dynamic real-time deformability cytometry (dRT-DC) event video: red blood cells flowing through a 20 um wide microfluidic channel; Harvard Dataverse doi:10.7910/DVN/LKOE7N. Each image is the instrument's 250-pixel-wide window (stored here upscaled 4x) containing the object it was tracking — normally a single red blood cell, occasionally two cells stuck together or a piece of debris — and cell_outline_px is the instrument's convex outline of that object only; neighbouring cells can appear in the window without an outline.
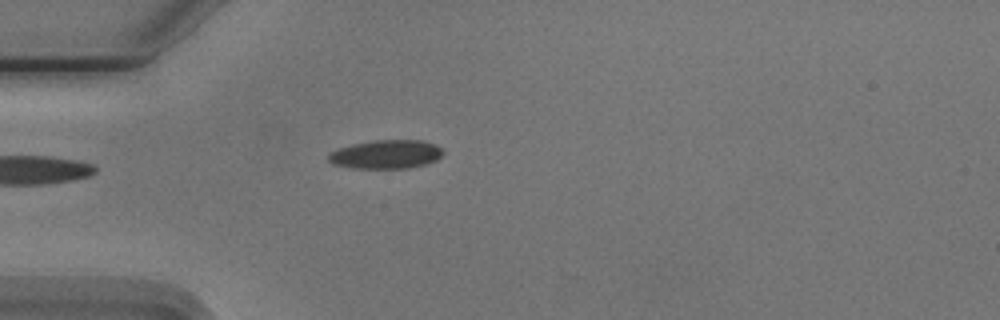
{"species": "Egyptian fruit bat (a non-hibernating species)", "species_latin": "Rousettus aegyptiacus", "temperature_condition": "cold", "stored_images_in_passage": 5, "camera_frame_rate_fps": 3000, "um_per_image_px": 0.085, "animal": {"sex": "male"}, "frame": {"image": 1, "passage_image": 5, "time_ms": 4.667, "image_size_px": [1000, 320], "cell_outline_px": [[444, 152], [436, 160], [428, 164], [408, 168], [352, 168], [332, 164], [328, 160], [328, 156], [332, 152], [340, 148], [352, 144], [376, 140], [424, 140], [436, 144]], "centroid_in_image_um": [32.85, 13.12], "position_along_channel_um": 52.2, "area_um2": 19.19}}